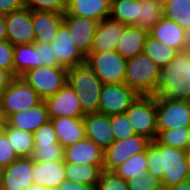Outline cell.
I'll return each mask as SVG.
<instances>
[{
	"instance_id": "6da1fadb",
	"label": "cell",
	"mask_w": 190,
	"mask_h": 190,
	"mask_svg": "<svg viewBox=\"0 0 190 190\" xmlns=\"http://www.w3.org/2000/svg\"><path fill=\"white\" fill-rule=\"evenodd\" d=\"M147 172L162 180L164 190L189 180L186 164V150L168 147L157 140L146 148Z\"/></svg>"
},
{
	"instance_id": "52a82bcc",
	"label": "cell",
	"mask_w": 190,
	"mask_h": 190,
	"mask_svg": "<svg viewBox=\"0 0 190 190\" xmlns=\"http://www.w3.org/2000/svg\"><path fill=\"white\" fill-rule=\"evenodd\" d=\"M127 59L116 50L109 52H90L85 63L93 70L103 84L124 83Z\"/></svg>"
},
{
	"instance_id": "8fae6325",
	"label": "cell",
	"mask_w": 190,
	"mask_h": 190,
	"mask_svg": "<svg viewBox=\"0 0 190 190\" xmlns=\"http://www.w3.org/2000/svg\"><path fill=\"white\" fill-rule=\"evenodd\" d=\"M137 94L126 84H103L98 113L108 116L123 114L137 98Z\"/></svg>"
},
{
	"instance_id": "603a6c76",
	"label": "cell",
	"mask_w": 190,
	"mask_h": 190,
	"mask_svg": "<svg viewBox=\"0 0 190 190\" xmlns=\"http://www.w3.org/2000/svg\"><path fill=\"white\" fill-rule=\"evenodd\" d=\"M50 120L44 100L29 110L16 112L5 119L8 126L34 133Z\"/></svg>"
},
{
	"instance_id": "f546056e",
	"label": "cell",
	"mask_w": 190,
	"mask_h": 190,
	"mask_svg": "<svg viewBox=\"0 0 190 190\" xmlns=\"http://www.w3.org/2000/svg\"><path fill=\"white\" fill-rule=\"evenodd\" d=\"M2 131L7 135L10 145L19 157H31L34 150L33 133L8 126L4 123Z\"/></svg>"
},
{
	"instance_id": "2e32d148",
	"label": "cell",
	"mask_w": 190,
	"mask_h": 190,
	"mask_svg": "<svg viewBox=\"0 0 190 190\" xmlns=\"http://www.w3.org/2000/svg\"><path fill=\"white\" fill-rule=\"evenodd\" d=\"M51 45L53 46L54 56L67 69L80 65L86 60V56L75 45L69 29L64 24L58 29L55 40Z\"/></svg>"
},
{
	"instance_id": "ffe728a7",
	"label": "cell",
	"mask_w": 190,
	"mask_h": 190,
	"mask_svg": "<svg viewBox=\"0 0 190 190\" xmlns=\"http://www.w3.org/2000/svg\"><path fill=\"white\" fill-rule=\"evenodd\" d=\"M31 20L35 33V42L51 44L55 40L58 29L64 23V14L31 11Z\"/></svg>"
},
{
	"instance_id": "ba28073f",
	"label": "cell",
	"mask_w": 190,
	"mask_h": 190,
	"mask_svg": "<svg viewBox=\"0 0 190 190\" xmlns=\"http://www.w3.org/2000/svg\"><path fill=\"white\" fill-rule=\"evenodd\" d=\"M21 78L45 100L56 94L67 83V68L39 66L28 70Z\"/></svg>"
},
{
	"instance_id": "cb8c5ba5",
	"label": "cell",
	"mask_w": 190,
	"mask_h": 190,
	"mask_svg": "<svg viewBox=\"0 0 190 190\" xmlns=\"http://www.w3.org/2000/svg\"><path fill=\"white\" fill-rule=\"evenodd\" d=\"M58 137V142L66 148L86 137L83 117H57L50 119Z\"/></svg>"
},
{
	"instance_id": "83f0119b",
	"label": "cell",
	"mask_w": 190,
	"mask_h": 190,
	"mask_svg": "<svg viewBox=\"0 0 190 190\" xmlns=\"http://www.w3.org/2000/svg\"><path fill=\"white\" fill-rule=\"evenodd\" d=\"M164 17L163 3L158 0L138 2V19L133 26L150 31Z\"/></svg>"
},
{
	"instance_id": "4fadbf2b",
	"label": "cell",
	"mask_w": 190,
	"mask_h": 190,
	"mask_svg": "<svg viewBox=\"0 0 190 190\" xmlns=\"http://www.w3.org/2000/svg\"><path fill=\"white\" fill-rule=\"evenodd\" d=\"M32 158L19 157L2 168L0 190H25L33 185Z\"/></svg>"
},
{
	"instance_id": "44dd1931",
	"label": "cell",
	"mask_w": 190,
	"mask_h": 190,
	"mask_svg": "<svg viewBox=\"0 0 190 190\" xmlns=\"http://www.w3.org/2000/svg\"><path fill=\"white\" fill-rule=\"evenodd\" d=\"M64 162L88 165H103L104 151L85 137L76 144L65 148Z\"/></svg>"
},
{
	"instance_id": "4316f807",
	"label": "cell",
	"mask_w": 190,
	"mask_h": 190,
	"mask_svg": "<svg viewBox=\"0 0 190 190\" xmlns=\"http://www.w3.org/2000/svg\"><path fill=\"white\" fill-rule=\"evenodd\" d=\"M66 180L96 186L103 171V165L75 164L65 162Z\"/></svg>"
},
{
	"instance_id": "e575fe53",
	"label": "cell",
	"mask_w": 190,
	"mask_h": 190,
	"mask_svg": "<svg viewBox=\"0 0 190 190\" xmlns=\"http://www.w3.org/2000/svg\"><path fill=\"white\" fill-rule=\"evenodd\" d=\"M188 127L158 131L157 141L165 146L187 150Z\"/></svg>"
},
{
	"instance_id": "d6a6232c",
	"label": "cell",
	"mask_w": 190,
	"mask_h": 190,
	"mask_svg": "<svg viewBox=\"0 0 190 190\" xmlns=\"http://www.w3.org/2000/svg\"><path fill=\"white\" fill-rule=\"evenodd\" d=\"M163 10L165 18L177 22L190 34V0H168Z\"/></svg>"
},
{
	"instance_id": "f5cc1de1",
	"label": "cell",
	"mask_w": 190,
	"mask_h": 190,
	"mask_svg": "<svg viewBox=\"0 0 190 190\" xmlns=\"http://www.w3.org/2000/svg\"><path fill=\"white\" fill-rule=\"evenodd\" d=\"M4 123H5V119H4L2 111L0 109V131H2V129L4 127Z\"/></svg>"
},
{
	"instance_id": "836d02e7",
	"label": "cell",
	"mask_w": 190,
	"mask_h": 190,
	"mask_svg": "<svg viewBox=\"0 0 190 190\" xmlns=\"http://www.w3.org/2000/svg\"><path fill=\"white\" fill-rule=\"evenodd\" d=\"M147 171V152L146 150L132 156L123 164L118 166L113 172L128 181L133 178H138L140 175Z\"/></svg>"
},
{
	"instance_id": "f1b7e54d",
	"label": "cell",
	"mask_w": 190,
	"mask_h": 190,
	"mask_svg": "<svg viewBox=\"0 0 190 190\" xmlns=\"http://www.w3.org/2000/svg\"><path fill=\"white\" fill-rule=\"evenodd\" d=\"M35 67H37V50L34 43L14 46L13 75L21 77Z\"/></svg>"
},
{
	"instance_id": "8d00e7d4",
	"label": "cell",
	"mask_w": 190,
	"mask_h": 190,
	"mask_svg": "<svg viewBox=\"0 0 190 190\" xmlns=\"http://www.w3.org/2000/svg\"><path fill=\"white\" fill-rule=\"evenodd\" d=\"M111 128L115 141L124 140L135 135L126 113L111 115Z\"/></svg>"
},
{
	"instance_id": "7402d4cb",
	"label": "cell",
	"mask_w": 190,
	"mask_h": 190,
	"mask_svg": "<svg viewBox=\"0 0 190 190\" xmlns=\"http://www.w3.org/2000/svg\"><path fill=\"white\" fill-rule=\"evenodd\" d=\"M125 26L110 18L100 21L93 38L91 52L114 51Z\"/></svg>"
},
{
	"instance_id": "7c38bea8",
	"label": "cell",
	"mask_w": 190,
	"mask_h": 190,
	"mask_svg": "<svg viewBox=\"0 0 190 190\" xmlns=\"http://www.w3.org/2000/svg\"><path fill=\"white\" fill-rule=\"evenodd\" d=\"M50 119L57 117L80 118L83 112L75 90L66 83L56 94L44 100Z\"/></svg>"
},
{
	"instance_id": "bcb514c9",
	"label": "cell",
	"mask_w": 190,
	"mask_h": 190,
	"mask_svg": "<svg viewBox=\"0 0 190 190\" xmlns=\"http://www.w3.org/2000/svg\"><path fill=\"white\" fill-rule=\"evenodd\" d=\"M57 190H95V186L64 180Z\"/></svg>"
},
{
	"instance_id": "7a4b0ae2",
	"label": "cell",
	"mask_w": 190,
	"mask_h": 190,
	"mask_svg": "<svg viewBox=\"0 0 190 190\" xmlns=\"http://www.w3.org/2000/svg\"><path fill=\"white\" fill-rule=\"evenodd\" d=\"M155 96L190 101V49L178 52L161 69V78Z\"/></svg>"
},
{
	"instance_id": "681fc988",
	"label": "cell",
	"mask_w": 190,
	"mask_h": 190,
	"mask_svg": "<svg viewBox=\"0 0 190 190\" xmlns=\"http://www.w3.org/2000/svg\"><path fill=\"white\" fill-rule=\"evenodd\" d=\"M165 190H190V179L177 185L166 188Z\"/></svg>"
},
{
	"instance_id": "11a10c76",
	"label": "cell",
	"mask_w": 190,
	"mask_h": 190,
	"mask_svg": "<svg viewBox=\"0 0 190 190\" xmlns=\"http://www.w3.org/2000/svg\"><path fill=\"white\" fill-rule=\"evenodd\" d=\"M66 6L72 1V0H63Z\"/></svg>"
},
{
	"instance_id": "277c9868",
	"label": "cell",
	"mask_w": 190,
	"mask_h": 190,
	"mask_svg": "<svg viewBox=\"0 0 190 190\" xmlns=\"http://www.w3.org/2000/svg\"><path fill=\"white\" fill-rule=\"evenodd\" d=\"M67 83L77 93L85 114L98 112L103 83L85 62L67 69Z\"/></svg>"
},
{
	"instance_id": "7bdbcfd3",
	"label": "cell",
	"mask_w": 190,
	"mask_h": 190,
	"mask_svg": "<svg viewBox=\"0 0 190 190\" xmlns=\"http://www.w3.org/2000/svg\"><path fill=\"white\" fill-rule=\"evenodd\" d=\"M19 156L10 145L7 135L0 131V167L4 168L14 162Z\"/></svg>"
},
{
	"instance_id": "1f68e13d",
	"label": "cell",
	"mask_w": 190,
	"mask_h": 190,
	"mask_svg": "<svg viewBox=\"0 0 190 190\" xmlns=\"http://www.w3.org/2000/svg\"><path fill=\"white\" fill-rule=\"evenodd\" d=\"M143 53L150 57L162 69L178 52L170 46L161 43L157 39L148 35L145 41Z\"/></svg>"
},
{
	"instance_id": "9c48e42d",
	"label": "cell",
	"mask_w": 190,
	"mask_h": 190,
	"mask_svg": "<svg viewBox=\"0 0 190 190\" xmlns=\"http://www.w3.org/2000/svg\"><path fill=\"white\" fill-rule=\"evenodd\" d=\"M158 131L190 126V102L155 96Z\"/></svg>"
},
{
	"instance_id": "d6986e66",
	"label": "cell",
	"mask_w": 190,
	"mask_h": 190,
	"mask_svg": "<svg viewBox=\"0 0 190 190\" xmlns=\"http://www.w3.org/2000/svg\"><path fill=\"white\" fill-rule=\"evenodd\" d=\"M64 160H48L46 162L32 159V179L34 185L57 189L66 180Z\"/></svg>"
},
{
	"instance_id": "c3c4849f",
	"label": "cell",
	"mask_w": 190,
	"mask_h": 190,
	"mask_svg": "<svg viewBox=\"0 0 190 190\" xmlns=\"http://www.w3.org/2000/svg\"><path fill=\"white\" fill-rule=\"evenodd\" d=\"M0 41H7V28L4 15H0Z\"/></svg>"
},
{
	"instance_id": "f35d334b",
	"label": "cell",
	"mask_w": 190,
	"mask_h": 190,
	"mask_svg": "<svg viewBox=\"0 0 190 190\" xmlns=\"http://www.w3.org/2000/svg\"><path fill=\"white\" fill-rule=\"evenodd\" d=\"M127 185L129 190H164L162 180L147 171L138 178L128 180Z\"/></svg>"
},
{
	"instance_id": "484cf974",
	"label": "cell",
	"mask_w": 190,
	"mask_h": 190,
	"mask_svg": "<svg viewBox=\"0 0 190 190\" xmlns=\"http://www.w3.org/2000/svg\"><path fill=\"white\" fill-rule=\"evenodd\" d=\"M149 32L133 25H126L116 51L125 59H130L143 53L144 45Z\"/></svg>"
},
{
	"instance_id": "74e56055",
	"label": "cell",
	"mask_w": 190,
	"mask_h": 190,
	"mask_svg": "<svg viewBox=\"0 0 190 190\" xmlns=\"http://www.w3.org/2000/svg\"><path fill=\"white\" fill-rule=\"evenodd\" d=\"M24 8L31 11H46L64 14L67 6L63 0H22Z\"/></svg>"
},
{
	"instance_id": "ac0fdd59",
	"label": "cell",
	"mask_w": 190,
	"mask_h": 190,
	"mask_svg": "<svg viewBox=\"0 0 190 190\" xmlns=\"http://www.w3.org/2000/svg\"><path fill=\"white\" fill-rule=\"evenodd\" d=\"M86 137L103 151L109 148L114 140L111 128V116L101 113H90L84 117Z\"/></svg>"
},
{
	"instance_id": "db71d44e",
	"label": "cell",
	"mask_w": 190,
	"mask_h": 190,
	"mask_svg": "<svg viewBox=\"0 0 190 190\" xmlns=\"http://www.w3.org/2000/svg\"><path fill=\"white\" fill-rule=\"evenodd\" d=\"M189 135H188V144L187 149H190V126L188 127Z\"/></svg>"
},
{
	"instance_id": "f907efd6",
	"label": "cell",
	"mask_w": 190,
	"mask_h": 190,
	"mask_svg": "<svg viewBox=\"0 0 190 190\" xmlns=\"http://www.w3.org/2000/svg\"><path fill=\"white\" fill-rule=\"evenodd\" d=\"M25 190H57V189L33 184V185L29 186L28 188H26Z\"/></svg>"
},
{
	"instance_id": "5bb4252c",
	"label": "cell",
	"mask_w": 190,
	"mask_h": 190,
	"mask_svg": "<svg viewBox=\"0 0 190 190\" xmlns=\"http://www.w3.org/2000/svg\"><path fill=\"white\" fill-rule=\"evenodd\" d=\"M7 40L14 46L33 44L35 33L31 20V10L23 8L5 15Z\"/></svg>"
},
{
	"instance_id": "ee69618b",
	"label": "cell",
	"mask_w": 190,
	"mask_h": 190,
	"mask_svg": "<svg viewBox=\"0 0 190 190\" xmlns=\"http://www.w3.org/2000/svg\"><path fill=\"white\" fill-rule=\"evenodd\" d=\"M14 45L8 40L0 41V69L8 70L13 74Z\"/></svg>"
},
{
	"instance_id": "3957f363",
	"label": "cell",
	"mask_w": 190,
	"mask_h": 190,
	"mask_svg": "<svg viewBox=\"0 0 190 190\" xmlns=\"http://www.w3.org/2000/svg\"><path fill=\"white\" fill-rule=\"evenodd\" d=\"M161 68L144 53L127 59L124 84L137 95H155Z\"/></svg>"
},
{
	"instance_id": "60d3db41",
	"label": "cell",
	"mask_w": 190,
	"mask_h": 190,
	"mask_svg": "<svg viewBox=\"0 0 190 190\" xmlns=\"http://www.w3.org/2000/svg\"><path fill=\"white\" fill-rule=\"evenodd\" d=\"M34 46L37 50V67L39 66H51V67H63L56 56H54L53 46L48 43L34 42Z\"/></svg>"
},
{
	"instance_id": "4dcf8cb0",
	"label": "cell",
	"mask_w": 190,
	"mask_h": 190,
	"mask_svg": "<svg viewBox=\"0 0 190 190\" xmlns=\"http://www.w3.org/2000/svg\"><path fill=\"white\" fill-rule=\"evenodd\" d=\"M109 18L124 25H134L138 19V1L111 0Z\"/></svg>"
},
{
	"instance_id": "ab89813d",
	"label": "cell",
	"mask_w": 190,
	"mask_h": 190,
	"mask_svg": "<svg viewBox=\"0 0 190 190\" xmlns=\"http://www.w3.org/2000/svg\"><path fill=\"white\" fill-rule=\"evenodd\" d=\"M95 190H129L127 181L114 172L102 171Z\"/></svg>"
},
{
	"instance_id": "d4e9b609",
	"label": "cell",
	"mask_w": 190,
	"mask_h": 190,
	"mask_svg": "<svg viewBox=\"0 0 190 190\" xmlns=\"http://www.w3.org/2000/svg\"><path fill=\"white\" fill-rule=\"evenodd\" d=\"M111 0H72L64 15L94 19L98 22L110 17Z\"/></svg>"
},
{
	"instance_id": "5b68a950",
	"label": "cell",
	"mask_w": 190,
	"mask_h": 190,
	"mask_svg": "<svg viewBox=\"0 0 190 190\" xmlns=\"http://www.w3.org/2000/svg\"><path fill=\"white\" fill-rule=\"evenodd\" d=\"M136 135L155 141L158 136L155 95H138L125 111Z\"/></svg>"
},
{
	"instance_id": "9a60e30c",
	"label": "cell",
	"mask_w": 190,
	"mask_h": 190,
	"mask_svg": "<svg viewBox=\"0 0 190 190\" xmlns=\"http://www.w3.org/2000/svg\"><path fill=\"white\" fill-rule=\"evenodd\" d=\"M149 35L177 52L190 49V34L171 19H160L149 31Z\"/></svg>"
},
{
	"instance_id": "9f6ffc18",
	"label": "cell",
	"mask_w": 190,
	"mask_h": 190,
	"mask_svg": "<svg viewBox=\"0 0 190 190\" xmlns=\"http://www.w3.org/2000/svg\"><path fill=\"white\" fill-rule=\"evenodd\" d=\"M159 2H162L163 4L168 0H158Z\"/></svg>"
},
{
	"instance_id": "d590c367",
	"label": "cell",
	"mask_w": 190,
	"mask_h": 190,
	"mask_svg": "<svg viewBox=\"0 0 190 190\" xmlns=\"http://www.w3.org/2000/svg\"><path fill=\"white\" fill-rule=\"evenodd\" d=\"M65 148L60 144L34 145L31 158L34 161L64 160Z\"/></svg>"
},
{
	"instance_id": "e0dca14e",
	"label": "cell",
	"mask_w": 190,
	"mask_h": 190,
	"mask_svg": "<svg viewBox=\"0 0 190 190\" xmlns=\"http://www.w3.org/2000/svg\"><path fill=\"white\" fill-rule=\"evenodd\" d=\"M98 21L74 15H64V25L69 29L73 42L87 56L91 52Z\"/></svg>"
},
{
	"instance_id": "8992f818",
	"label": "cell",
	"mask_w": 190,
	"mask_h": 190,
	"mask_svg": "<svg viewBox=\"0 0 190 190\" xmlns=\"http://www.w3.org/2000/svg\"><path fill=\"white\" fill-rule=\"evenodd\" d=\"M43 99L21 77H15L0 97V109L4 119L16 112L29 110Z\"/></svg>"
},
{
	"instance_id": "30bf717a",
	"label": "cell",
	"mask_w": 190,
	"mask_h": 190,
	"mask_svg": "<svg viewBox=\"0 0 190 190\" xmlns=\"http://www.w3.org/2000/svg\"><path fill=\"white\" fill-rule=\"evenodd\" d=\"M150 142L146 137L136 134L124 140L114 141L104 151L103 170L113 172L132 156L145 151Z\"/></svg>"
},
{
	"instance_id": "7dc6e473",
	"label": "cell",
	"mask_w": 190,
	"mask_h": 190,
	"mask_svg": "<svg viewBox=\"0 0 190 190\" xmlns=\"http://www.w3.org/2000/svg\"><path fill=\"white\" fill-rule=\"evenodd\" d=\"M14 78L15 76L10 71L0 69V97Z\"/></svg>"
},
{
	"instance_id": "816d5d0a",
	"label": "cell",
	"mask_w": 190,
	"mask_h": 190,
	"mask_svg": "<svg viewBox=\"0 0 190 190\" xmlns=\"http://www.w3.org/2000/svg\"><path fill=\"white\" fill-rule=\"evenodd\" d=\"M186 164L190 175V149L186 150Z\"/></svg>"
},
{
	"instance_id": "b9f144b4",
	"label": "cell",
	"mask_w": 190,
	"mask_h": 190,
	"mask_svg": "<svg viewBox=\"0 0 190 190\" xmlns=\"http://www.w3.org/2000/svg\"><path fill=\"white\" fill-rule=\"evenodd\" d=\"M33 140L34 145H52L59 143L55 129L50 120L45 124L41 125L33 133Z\"/></svg>"
},
{
	"instance_id": "f6af8a7d",
	"label": "cell",
	"mask_w": 190,
	"mask_h": 190,
	"mask_svg": "<svg viewBox=\"0 0 190 190\" xmlns=\"http://www.w3.org/2000/svg\"><path fill=\"white\" fill-rule=\"evenodd\" d=\"M24 8L22 0H0V15H7L11 12Z\"/></svg>"
}]
</instances>
